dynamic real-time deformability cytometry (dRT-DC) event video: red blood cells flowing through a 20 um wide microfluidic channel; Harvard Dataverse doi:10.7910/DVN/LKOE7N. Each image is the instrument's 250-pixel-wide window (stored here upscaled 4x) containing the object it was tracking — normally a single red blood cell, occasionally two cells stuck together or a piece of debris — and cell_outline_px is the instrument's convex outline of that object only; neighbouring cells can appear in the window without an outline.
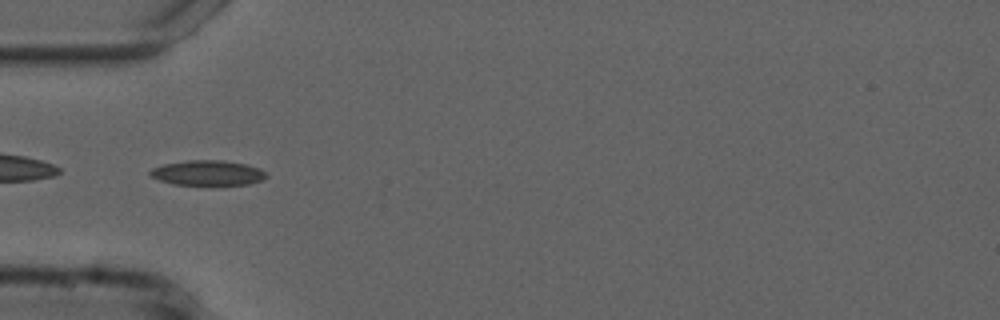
{"species": "common noctule bat (a hibernating species)", "species_latin": "Nyctalus noctula", "temperature_condition": "cold", "stored_images_in_passage": 38, "camera_frame_rate_fps": 3000, "um_per_image_px": 0.085, "animal": {"sex": "male", "forearm_length_mm": 52.5}, "frame": {"image": 1, "passage_image": 1, "time_ms": 0.0, "image_size_px": [1000, 320], "cell_outline_px": [[268, 176], [260, 180], [248, 184], [172, 184], [148, 176], [148, 172], [152, 168], [164, 164], [188, 160], [224, 160], [244, 164], [260, 168]], "centroid_in_image_um": [17.6, 14.68], "position_along_channel_um": 67.4, "area_um2": 16.76}}
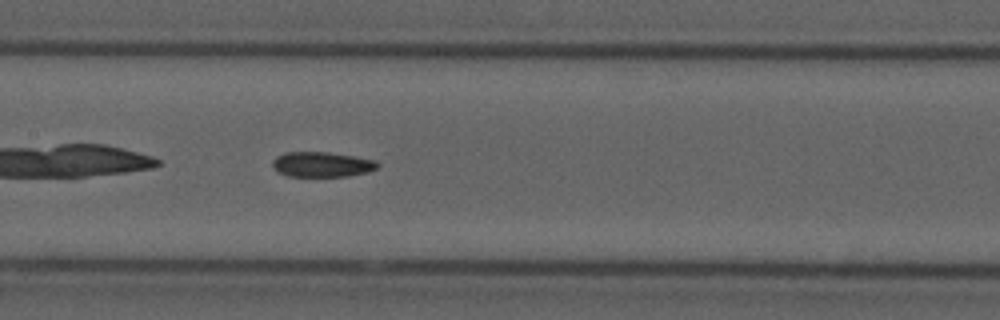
{"frame": {"image": 2, "passage_image": 10, "time_ms": 3.0, "image_size_px": [1000, 320], "cell_outline_px": [[380, 164], [376, 168], [368, 172], [348, 176], [288, 176], [280, 172], [272, 164], [272, 160], [276, 156], [284, 152], [328, 152], [376, 160]], "centroid_in_image_um": [27.37, 13.97], "position_along_channel_um": 180.0, "area_um2": 15.26}}
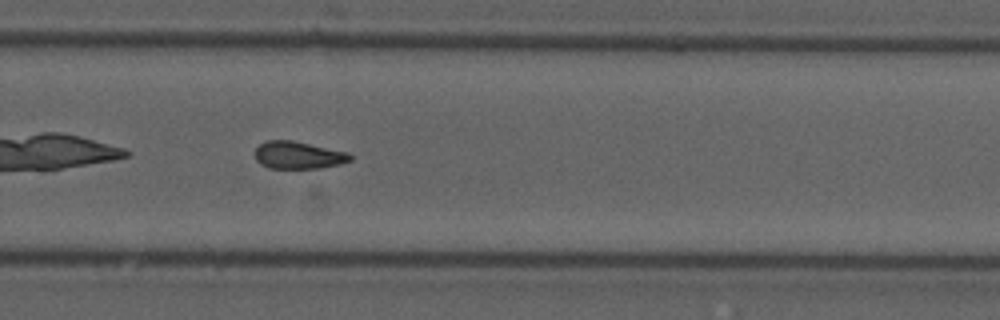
{"frame": {"image": 3, "passage_image": 20, "time_ms": 6.333, "image_size_px": [1000, 320], "cell_outline_px": [[352, 160], [340, 164], [320, 168], [268, 168], [260, 164], [256, 160], [256, 148], [260, 144], [268, 140], [292, 140], [348, 152], [352, 156]], "centroid_in_image_um": [25.36, 13.19], "position_along_channel_um": 304.4, "area_um2": 15.2}, "authors_computed_cell_mechanics": {"area_um2": 15.606, "velocity_mm_per_s": 3.7468, "shape_relaxation_time_tau1_ms": null, "shape_relaxation_time_tau2_ms": 4.5519, "deformation_change_tau1": null, "deformation_change_tau2": 0.1133}}